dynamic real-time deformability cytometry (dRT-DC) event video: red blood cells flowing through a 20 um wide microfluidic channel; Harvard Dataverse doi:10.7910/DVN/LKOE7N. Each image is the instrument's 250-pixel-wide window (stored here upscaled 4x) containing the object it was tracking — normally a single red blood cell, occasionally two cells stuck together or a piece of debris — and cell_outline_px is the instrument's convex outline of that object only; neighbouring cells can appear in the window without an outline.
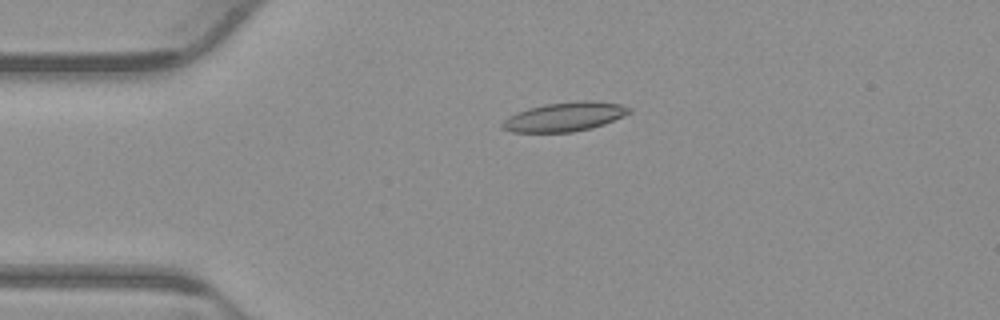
{"species": "common noctule bat (a hibernating species)", "species_latin": "Nyctalus noctula", "temperature_condition": "warm", "stored_images_in_passage": 42, "camera_frame_rate_fps": 3000, "um_per_image_px": 0.085, "animal": {"sex": "male", "body_mass_g": 23.1, "forearm_length_mm": 52.7}, "frame": {"image": 1, "passage_image": 1, "time_ms": 0.0, "image_size_px": [1000, 320], "cell_outline_px": [[632, 112], [624, 116], [604, 124], [592, 128], [572, 132], [512, 132], [500, 128], [500, 124], [508, 116], [516, 112], [528, 108], [544, 104], [584, 100], [596, 100], [620, 104], [632, 108]], "centroid_in_image_um": [48.0, 9.92], "position_along_channel_um": 37.0, "area_um2": 21.79}}
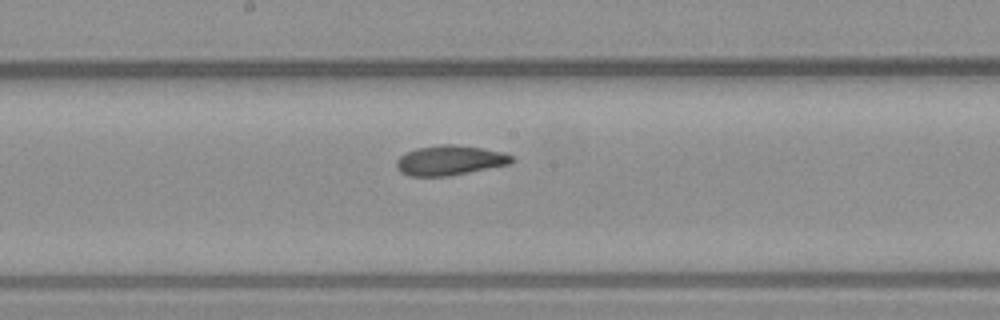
{"frame": {"image": 2, "passage_image": 17, "time_ms": 5.333, "image_size_px": [1000, 320], "cell_outline_px": [[516, 160], [512, 164], [448, 176], [408, 176], [400, 172], [396, 168], [396, 160], [400, 156], [416, 148], [440, 144], [456, 144], [504, 152], [512, 156]], "centroid_in_image_um": [38.25, 13.63], "position_along_channel_um": 209.9, "area_um2": 20.23}}
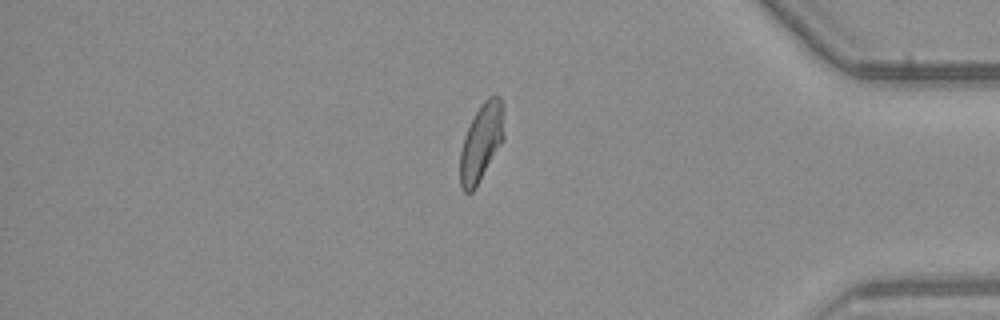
{"frame": {"image": 3, "passage_image": 34, "time_ms": 11.0, "image_size_px": [1000, 320], "cell_outline_px": [[504, 140], [476, 188], [472, 192], [464, 192], [460, 184], [460, 152], [464, 136], [480, 104], [488, 96], [496, 92], [500, 96], [504, 104]], "centroid_in_image_um": [40.95, 12.05], "position_along_channel_um": 394.3, "area_um2": 20.35}, "authors_computed_cell_mechanics": {"area_um2": 20.3167, "velocity_mm_per_s": 3.8312, "shape_relaxation_time_tau1_ms": null, "shape_relaxation_time_tau2_ms": 2.6727, "deformation_change_tau1": null, "deformation_change_tau2": 0.0896}}